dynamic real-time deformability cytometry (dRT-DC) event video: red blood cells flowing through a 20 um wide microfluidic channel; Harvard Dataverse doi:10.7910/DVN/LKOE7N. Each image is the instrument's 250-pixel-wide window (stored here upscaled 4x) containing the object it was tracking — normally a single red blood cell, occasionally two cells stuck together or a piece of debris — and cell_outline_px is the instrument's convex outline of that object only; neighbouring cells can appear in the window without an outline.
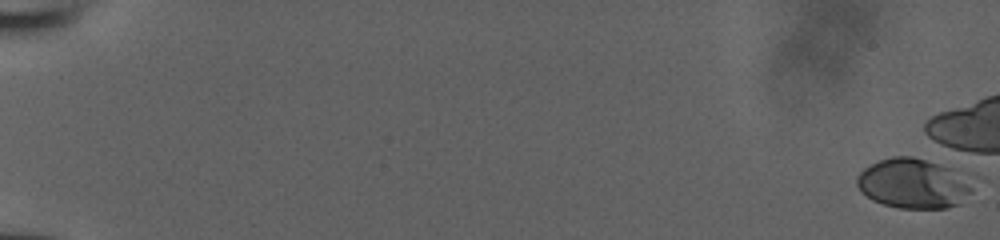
{"species": "human", "species_latin": "Homo sapiens", "temperature_condition": "room temperature", "stored_images_in_passage": 10, "camera_frame_rate_fps": 3000, "um_per_image_px": 0.085, "donor": {"sex": "male"}, "frame": {"image": 1, "passage_image": 1, "time_ms": 0.0, "image_size_px": [1000, 240], "cell_outline_px": [[976, 176], [972, 188], [960, 204], [948, 208], [900, 208], [884, 204], [872, 200], [856, 184], [856, 176], [864, 168], [880, 160], [892, 156], [912, 156]], "centroid_in_image_um": [77.71, 15.59], "position_along_channel_um": 7.3, "area_um2": 33.87}}